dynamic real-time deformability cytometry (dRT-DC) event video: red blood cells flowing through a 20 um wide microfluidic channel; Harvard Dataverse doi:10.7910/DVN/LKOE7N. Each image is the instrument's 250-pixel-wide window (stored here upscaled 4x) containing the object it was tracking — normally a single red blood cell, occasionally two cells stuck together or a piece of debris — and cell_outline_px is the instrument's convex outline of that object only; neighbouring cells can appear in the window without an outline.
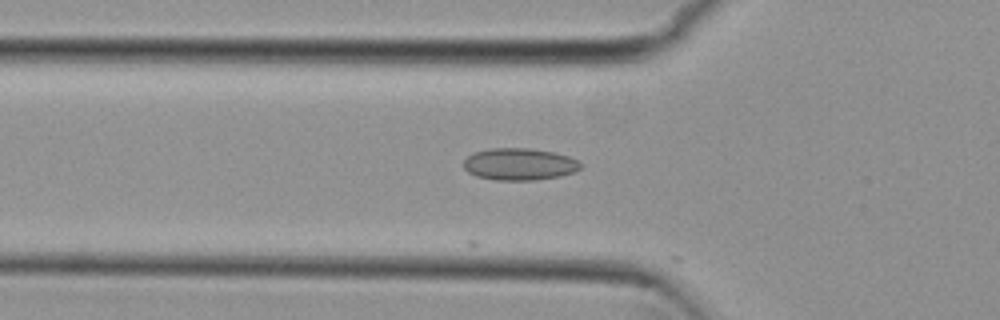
{"species": "common noctule bat (a hibernating species)", "species_latin": "Nyctalus noctula", "temperature_condition": "cold", "stored_images_in_passage": 6, "camera_frame_rate_fps": 3000, "um_per_image_px": 0.085, "animal": {"sex": "female", "body_mass_g": 29.2, "forearm_length_mm": 56.3}, "frame": {"image": 1, "passage_image": 2, "time_ms": 0.333, "image_size_px": [1000, 320], "cell_outline_px": [[580, 168], [572, 172], [560, 176], [536, 180], [496, 180], [476, 176], [468, 172], [464, 168], [464, 160], [472, 152], [488, 148], [532, 148], [552, 152], [568, 156], [576, 160], [580, 164]], "centroid_in_image_um": [44.1, 13.95], "position_along_channel_um": 81.7, "area_um2": 21.79}}
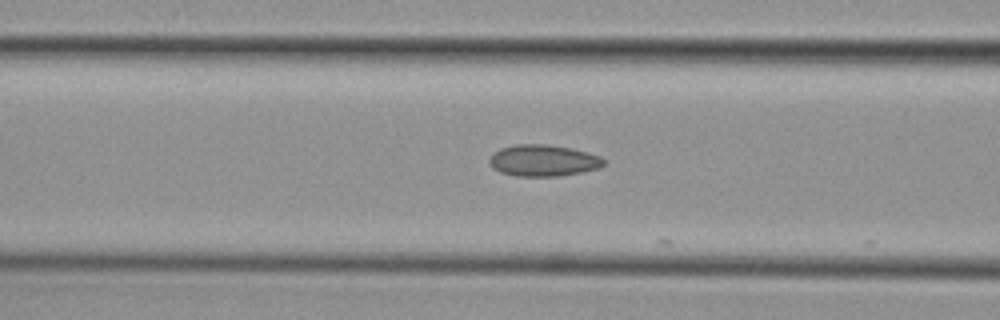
{"frame": {"image": 2, "passage_image": 5, "time_ms": 1.333, "image_size_px": [1000, 320], "cell_outline_px": [[604, 164], [600, 168], [560, 176], [516, 176], [500, 172], [492, 168], [488, 160], [500, 148], [516, 144], [548, 144], [572, 148], [588, 152], [600, 156], [604, 160]], "centroid_in_image_um": [46.18, 13.64], "position_along_channel_um": 120.4, "area_um2": 21.04}}